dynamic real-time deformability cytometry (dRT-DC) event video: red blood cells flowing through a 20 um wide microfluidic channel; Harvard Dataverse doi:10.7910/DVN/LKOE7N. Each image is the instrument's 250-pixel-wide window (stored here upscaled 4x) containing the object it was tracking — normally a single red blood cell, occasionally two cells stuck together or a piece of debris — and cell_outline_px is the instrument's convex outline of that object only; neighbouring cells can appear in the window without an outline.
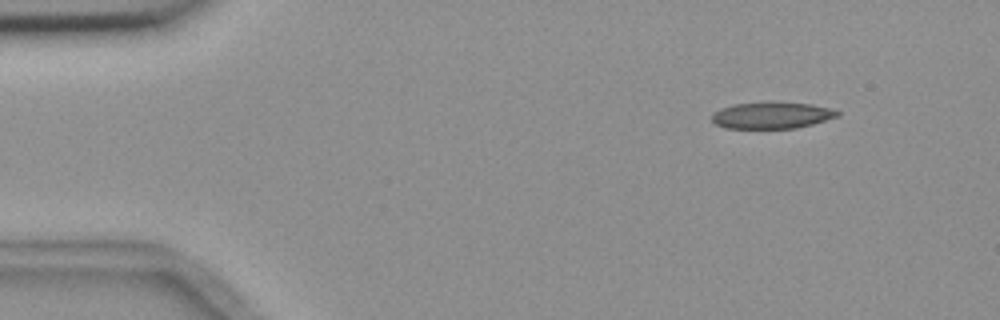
{"species": "common noctule bat (a hibernating species)", "species_latin": "Nyctalus noctula", "temperature_condition": "room temperature", "stored_images_in_passage": 6, "camera_frame_rate_fps": 3000, "um_per_image_px": 0.085, "animal": {"sex": "female", "body_mass_g": 18.4}, "frame": {"image": 1, "passage_image": 1, "time_ms": 0.0, "image_size_px": [1000, 320], "cell_outline_px": [[840, 116], [812, 124], [796, 128], [724, 128], [716, 124], [712, 120], [712, 112], [720, 108], [732, 104], [812, 104], [828, 108], [840, 112]], "centroid_in_image_um": [65.57, 9.83], "position_along_channel_um": 19.4, "area_um2": 18.79}}
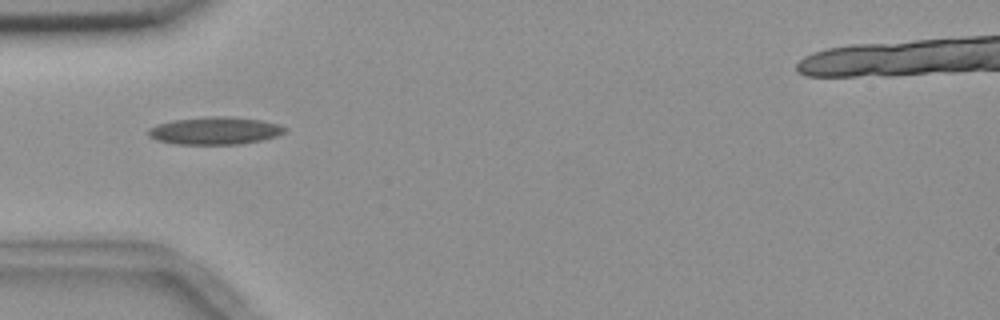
{"frame": {"image": 2, "passage_image": 4, "time_ms": 3.667, "image_size_px": [1000, 320], "cell_outline_px": [[288, 128], [284, 132], [276, 136], [260, 140], [240, 144], [176, 144], [156, 140], [148, 136], [148, 128], [156, 124], [172, 120], [212, 116], [224, 116], [260, 120], [280, 124]], "centroid_in_image_um": [18.24, 11.11], "position_along_channel_um": 66.8, "area_um2": 21.91}}
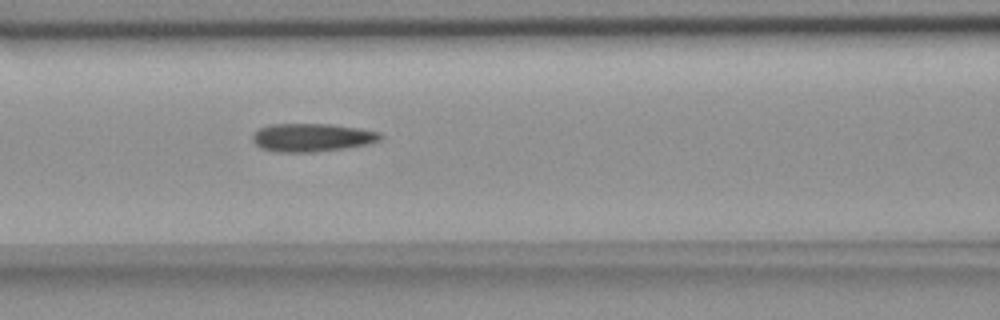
{"frame": {"image": 3, "passage_image": 6, "time_ms": 5.667, "image_size_px": [1000, 320], "cell_outline_px": [[384, 136], [380, 140], [368, 144], [344, 148], [316, 152], [276, 152], [260, 148], [252, 140], [252, 136], [260, 128], [272, 124], [332, 124], [360, 128], [380, 132]], "centroid_in_image_um": [26.54, 11.69], "position_along_channel_um": 140.1, "area_um2": 21.1}}